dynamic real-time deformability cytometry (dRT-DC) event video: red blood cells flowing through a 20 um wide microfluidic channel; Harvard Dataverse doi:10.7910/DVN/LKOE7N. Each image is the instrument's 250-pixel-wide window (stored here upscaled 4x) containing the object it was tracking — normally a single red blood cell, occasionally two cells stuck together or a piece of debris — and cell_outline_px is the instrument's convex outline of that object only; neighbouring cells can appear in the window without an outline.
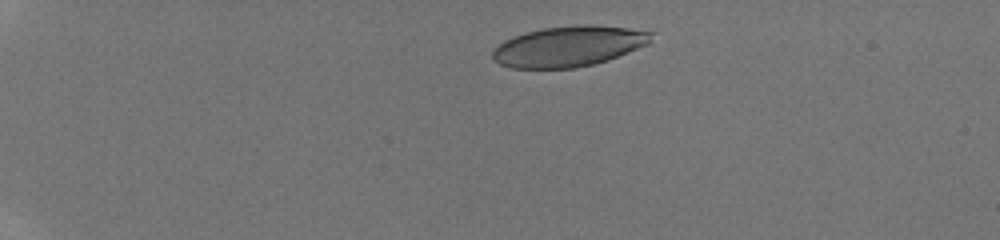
{"species": "human", "species_latin": "Homo sapiens", "temperature_condition": "room temperature", "stored_images_in_passage": 22, "camera_frame_rate_fps": 3000, "um_per_image_px": 0.085, "donor": {"sex": "male"}, "frame": {"image": 1, "passage_image": 1, "time_ms": 0.0, "image_size_px": [1000, 240], "cell_outline_px": [[656, 32], [648, 44], [608, 60], [576, 68], [512, 68], [500, 64], [492, 60], [492, 52], [504, 40], [512, 36], [544, 28], [584, 24], [588, 24], [628, 28]], "centroid_in_image_um": [48.35, 3.93], "position_along_channel_um": 36.6, "area_um2": 37.4}}
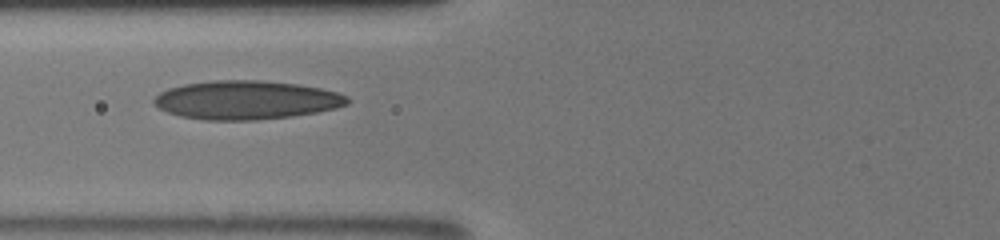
{"frame": {"image": 2, "passage_image": 12, "time_ms": 4.0, "image_size_px": [1000, 240], "cell_outline_px": [[348, 104], [336, 108], [316, 112], [292, 116], [256, 120], [204, 120], [180, 116], [168, 112], [160, 108], [152, 100], [160, 92], [168, 88], [184, 84], [212, 80], [260, 80], [296, 84], [320, 88], [336, 92], [348, 96]], "centroid_in_image_um": [20.92, 8.5], "position_along_channel_um": 104.9, "area_um2": 43.52}}
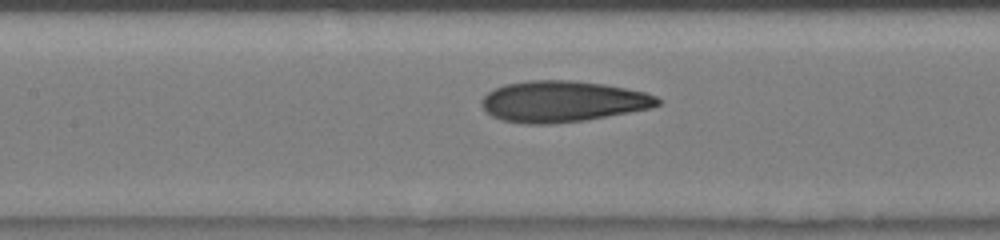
{"frame": {"image": 3, "passage_image": 18, "time_ms": 5.333, "image_size_px": [1000, 240], "cell_outline_px": [[660, 104], [652, 108], [584, 120], [548, 124], [528, 124], [500, 120], [492, 116], [480, 104], [480, 100], [488, 92], [504, 84], [528, 80], [568, 80], [604, 84], [644, 92], [656, 96], [660, 100]], "centroid_in_image_um": [47.79, 8.62], "position_along_channel_um": 159.6, "area_um2": 42.02}}